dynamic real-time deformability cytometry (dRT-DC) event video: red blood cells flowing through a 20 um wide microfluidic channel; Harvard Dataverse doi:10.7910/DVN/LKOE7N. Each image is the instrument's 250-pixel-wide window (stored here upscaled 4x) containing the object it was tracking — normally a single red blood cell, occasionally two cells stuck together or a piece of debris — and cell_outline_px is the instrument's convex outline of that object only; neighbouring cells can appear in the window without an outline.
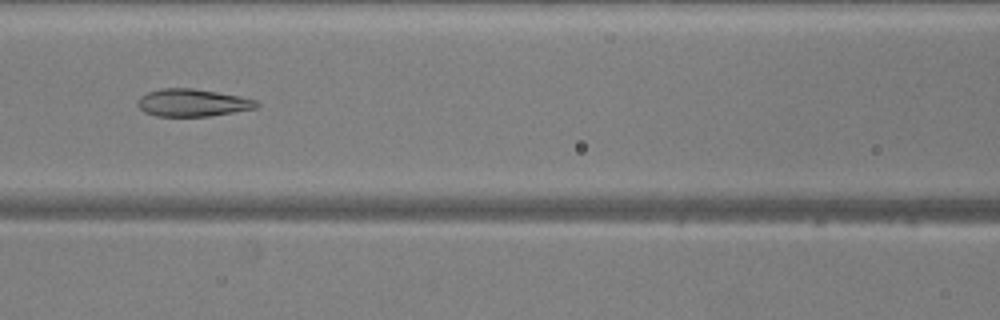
{"species": "common noctule bat (a hibernating species)", "species_latin": "Nyctalus noctula", "temperature_condition": "warm", "stored_images_in_passage": 52, "camera_frame_rate_fps": 3000, "um_per_image_px": 0.085, "animal": {"sex": "male", "body_mass_g": 20.5, "forearm_length_mm": 52.5}, "frame": {"image": 1, "passage_image": 23, "time_ms": 7.333, "image_size_px": [1000, 320], "cell_outline_px": [[260, 104], [256, 108], [208, 116], [156, 116], [144, 112], [136, 104], [136, 100], [140, 96], [148, 92], [164, 88], [192, 88], [240, 96], [256, 100]], "centroid_in_image_um": [16.33, 8.73], "position_along_channel_um": 150.3, "area_um2": 18.96}}
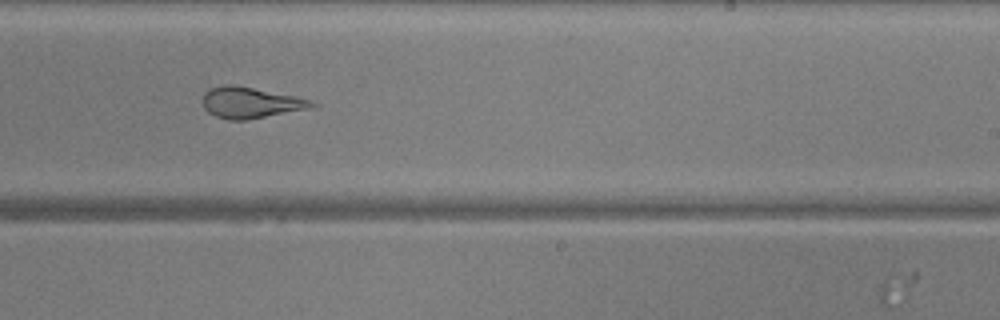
{"frame": {"image": 2, "passage_image": 32, "time_ms": 10.333, "image_size_px": [1000, 320], "cell_outline_px": [[320, 104], [312, 108], [244, 120], [228, 120], [216, 116], [208, 112], [204, 108], [204, 92], [212, 88], [224, 84], [236, 84], [292, 96], [308, 100]], "centroid_in_image_um": [21.28, 8.72], "position_along_channel_um": 267.7, "area_um2": 19.48}}
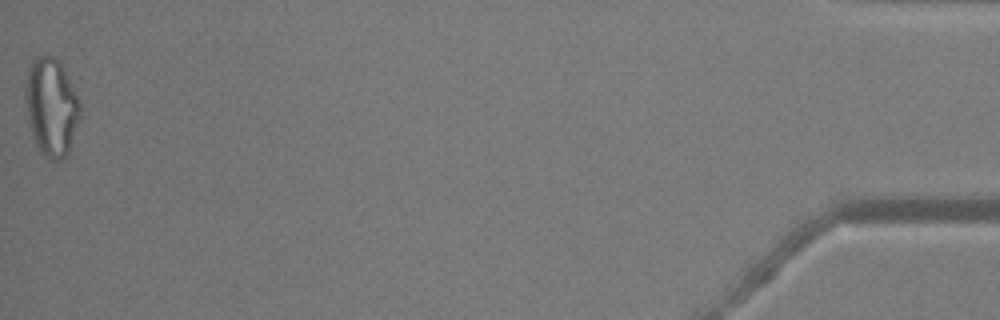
{"frame": {"image": 3, "passage_image": 52, "time_ms": 17.0, "image_size_px": [1000, 320], "cell_outline_px": [[80, 120], [68, 156], [60, 160], [52, 160], [36, 144], [28, 124], [24, 100], [24, 80], [28, 68], [32, 60], [36, 56], [44, 52], [56, 56], [80, 104]], "centroid_in_image_um": [4.33, 9.05], "position_along_channel_um": 430.9, "area_um2": 31.56}}